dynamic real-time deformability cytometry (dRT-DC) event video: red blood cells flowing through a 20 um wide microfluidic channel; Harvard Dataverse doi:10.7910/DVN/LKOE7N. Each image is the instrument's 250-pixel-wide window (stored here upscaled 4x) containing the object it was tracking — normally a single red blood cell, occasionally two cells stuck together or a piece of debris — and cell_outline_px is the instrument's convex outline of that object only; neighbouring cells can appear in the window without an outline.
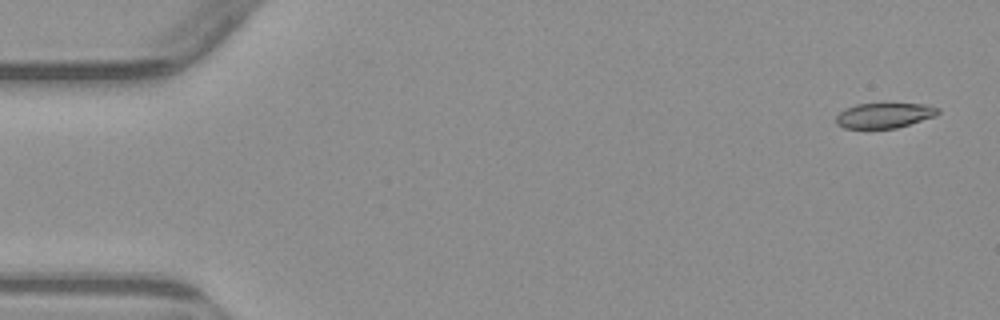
{"species": "common noctule bat (a hibernating species)", "species_latin": "Nyctalus noctula", "temperature_condition": "warm", "stored_images_in_passage": 4, "camera_frame_rate_fps": 3000, "um_per_image_px": 0.085, "animal": {"sex": "male", "body_mass_g": 23.1, "forearm_length_mm": 52.7}, "frame": {"image": 1, "passage_image": 1, "time_ms": 0.0, "image_size_px": [1000, 320], "cell_outline_px": [[940, 112], [936, 116], [896, 128], [844, 128], [836, 124], [836, 116], [844, 108], [856, 104], [924, 104], [940, 108]], "centroid_in_image_um": [75.16, 9.81], "position_along_channel_um": 9.8, "area_um2": 14.91}}
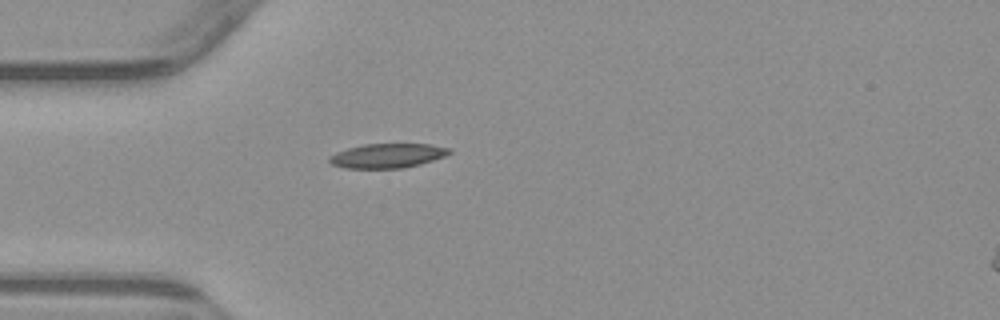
{"frame": {"image": 2, "passage_image": 4, "time_ms": 4.333, "image_size_px": [1000, 320], "cell_outline_px": [[452, 152], [444, 156], [420, 164], [400, 168], [344, 168], [332, 164], [328, 160], [328, 156], [336, 152], [348, 148], [364, 144], [432, 144], [452, 148]], "centroid_in_image_um": [32.93, 13.23], "position_along_channel_um": 52.1, "area_um2": 17.05}}